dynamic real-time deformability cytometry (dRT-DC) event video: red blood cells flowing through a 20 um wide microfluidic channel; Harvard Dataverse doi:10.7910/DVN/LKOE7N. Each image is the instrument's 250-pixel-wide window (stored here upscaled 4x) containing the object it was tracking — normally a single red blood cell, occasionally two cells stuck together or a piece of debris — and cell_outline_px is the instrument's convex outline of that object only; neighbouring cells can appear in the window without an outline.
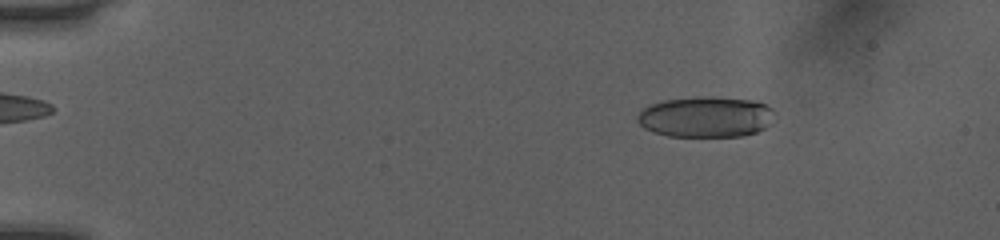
{"species": "human", "species_latin": "Homo sapiens", "temperature_condition": "room temperature", "stored_images_in_passage": 50, "camera_frame_rate_fps": 3000, "um_per_image_px": 0.085, "donor": {"sex": "female"}, "frame": {"image": 1, "passage_image": 7, "time_ms": 2.0, "image_size_px": [1000, 240], "cell_outline_px": [[776, 112], [772, 124], [756, 132], [744, 136], [668, 136], [644, 128], [636, 120], [636, 116], [644, 108], [652, 104], [664, 100], [700, 96], [712, 96], [756, 100], [768, 104]], "centroid_in_image_um": [60.07, 9.92], "position_along_channel_um": 24.9, "area_um2": 33.06}}
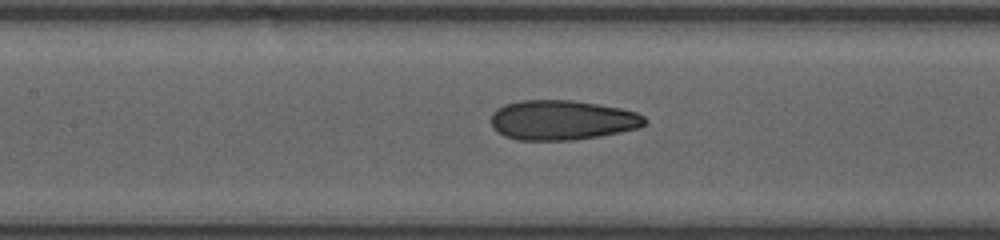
{"frame": {"image": 2, "passage_image": 24, "time_ms": 7.667, "image_size_px": [1000, 240], "cell_outline_px": [[648, 124], [640, 128], [600, 136], [572, 140], [520, 140], [504, 136], [496, 132], [492, 128], [492, 112], [496, 108], [504, 104], [520, 100], [572, 100], [620, 108], [636, 112], [644, 116], [648, 120]], "centroid_in_image_um": [47.78, 10.21], "position_along_channel_um": 159.6, "area_um2": 35.95}}
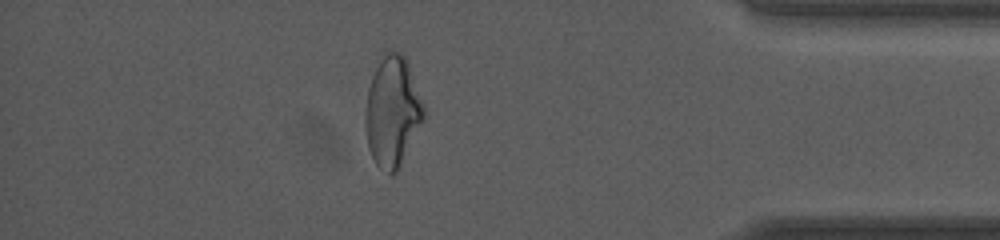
{"frame": {"image": 3, "passage_image": 44, "time_ms": 14.333, "image_size_px": [1000, 240], "cell_outline_px": [[424, 120], [396, 172], [392, 176], [388, 176], [376, 164], [368, 148], [364, 128], [364, 112], [368, 88], [380, 52], [400, 52], [404, 56], [408, 64], [424, 108]], "centroid_in_image_um": [33.31, 9.49], "position_along_channel_um": 401.9, "area_um2": 37.69}, "authors_computed_cell_mechanics": {"area_um2": 35.3158, "velocity_mm_per_s": 4.0902, "shape_relaxation_time_tau1_ms": 7.6982, "shape_relaxation_time_tau2_ms": 1.3268, "deformation_change_tau1": 0.211, "deformation_change_tau2": 0.0934}}